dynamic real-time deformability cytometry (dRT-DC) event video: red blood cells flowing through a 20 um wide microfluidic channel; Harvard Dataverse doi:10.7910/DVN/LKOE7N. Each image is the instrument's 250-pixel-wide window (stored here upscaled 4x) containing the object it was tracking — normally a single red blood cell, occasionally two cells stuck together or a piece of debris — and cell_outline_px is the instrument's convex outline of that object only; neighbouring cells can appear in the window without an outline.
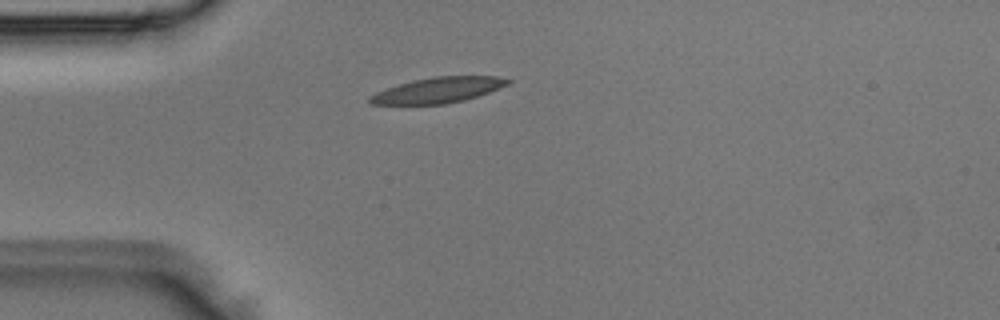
{"species": "Egyptian fruit bat (a non-hibernating species)", "species_latin": "Rousettus aegyptiacus", "temperature_condition": "room temperature", "stored_images_in_passage": 3, "camera_frame_rate_fps": 3000, "um_per_image_px": 0.085, "animal": {"sex": "male"}, "frame": {"image": 1, "passage_image": 3, "time_ms": 0.667, "image_size_px": [1000, 320], "cell_outline_px": [[512, 80], [508, 84], [500, 88], [464, 100], [444, 104], [372, 104], [368, 100], [368, 96], [376, 92], [412, 80], [432, 76], [500, 76]], "centroid_in_image_um": [37.25, 7.65], "position_along_channel_um": 47.8, "area_um2": 20.4}}